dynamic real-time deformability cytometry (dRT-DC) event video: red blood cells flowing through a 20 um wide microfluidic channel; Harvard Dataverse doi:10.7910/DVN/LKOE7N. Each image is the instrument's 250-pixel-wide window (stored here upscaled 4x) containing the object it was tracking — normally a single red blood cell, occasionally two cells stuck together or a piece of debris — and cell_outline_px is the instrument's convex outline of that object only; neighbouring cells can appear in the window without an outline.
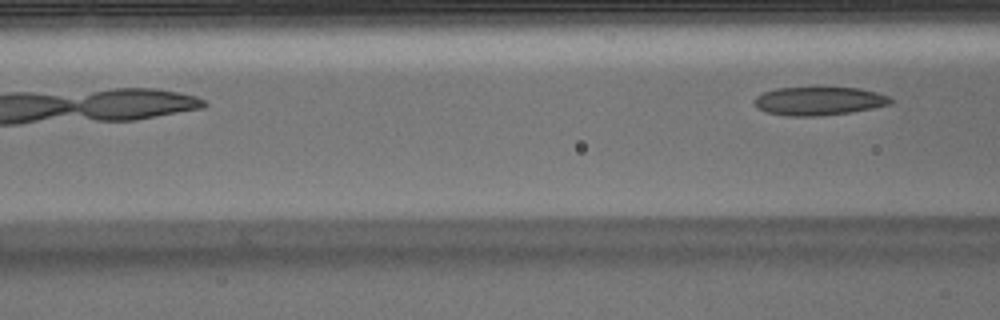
{"species": "Egyptian fruit bat (a non-hibernating species)", "species_latin": "Rousettus aegyptiacus", "temperature_condition": "warm", "stored_images_in_passage": 3, "camera_frame_rate_fps": 3000, "um_per_image_px": 0.085, "animal": {"sex": "male"}, "frame": {"image": 1, "passage_image": 3, "time_ms": 0.667, "image_size_px": [1000, 320], "cell_outline_px": [[896, 100], [892, 104], [852, 112], [820, 116], [788, 116], [768, 112], [756, 108], [752, 100], [756, 96], [764, 92], [776, 88], [860, 88], [876, 92], [888, 96]], "centroid_in_image_um": [69.62, 8.59], "position_along_channel_um": 97.0, "area_um2": 22.66}}